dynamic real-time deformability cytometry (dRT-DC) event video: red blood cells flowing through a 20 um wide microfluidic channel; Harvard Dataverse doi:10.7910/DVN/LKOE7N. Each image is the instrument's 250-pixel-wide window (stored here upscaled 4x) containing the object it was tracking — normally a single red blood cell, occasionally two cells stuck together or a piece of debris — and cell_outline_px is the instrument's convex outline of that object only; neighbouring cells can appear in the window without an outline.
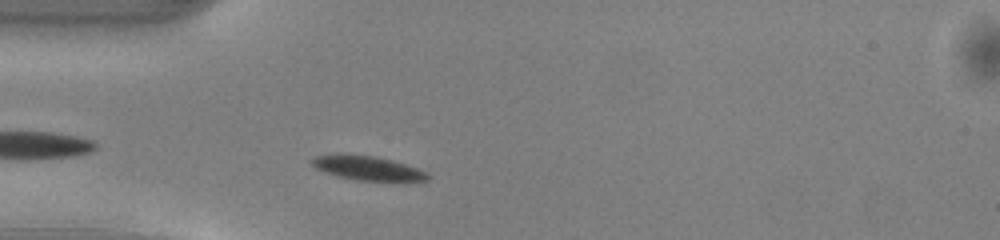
{"species": "common noctule bat (a hibernating species)", "species_latin": "Nyctalus noctula", "temperature_condition": "warm", "stored_images_in_passage": 40, "camera_frame_rate_fps": 3000, "um_per_image_px": 0.085, "animal": {"sex": "male", "body_mass_g": 13.0, "forearm_length_mm": 53.1}, "frame": {"image": 1, "passage_image": 4, "time_ms": 1.0, "image_size_px": [1000, 240], "cell_outline_px": [[432, 176], [428, 180], [408, 184], [356, 180], [336, 176], [324, 172], [316, 168], [312, 164], [312, 160], [316, 156], [376, 156], [392, 160], [416, 168]], "centroid_in_image_um": [31.43, 14.38], "position_along_channel_um": 53.6, "area_um2": 16.47}}
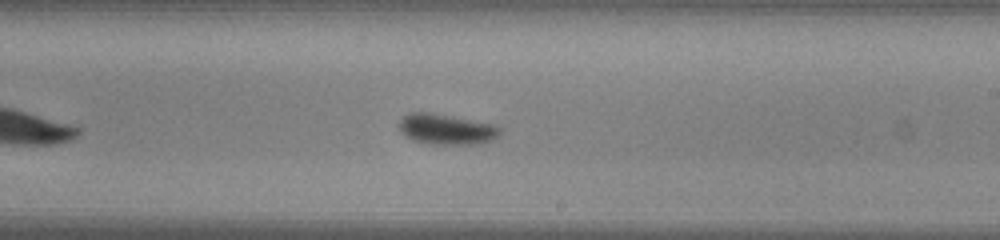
{"frame": {"image": 2, "passage_image": 19, "time_ms": 6.0, "image_size_px": [1000, 240], "cell_outline_px": [[500, 136], [492, 140], [480, 144], [428, 144], [412, 140], [404, 136], [400, 132], [400, 120], [408, 112], [428, 112], [452, 116], [492, 124], [500, 128]], "centroid_in_image_um": [37.92, 10.99], "position_along_channel_um": 251.1, "area_um2": 18.03}}
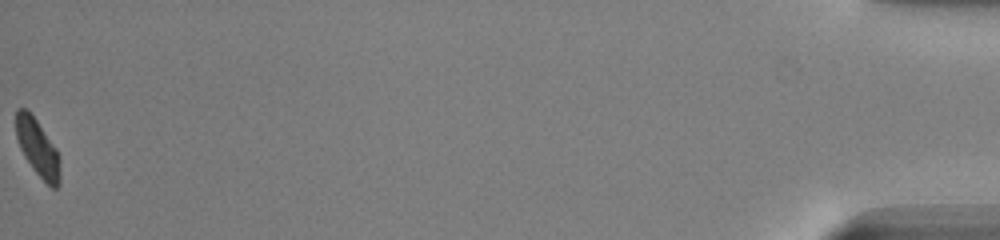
{"frame": {"image": 3, "passage_image": 40, "time_ms": 13.0, "image_size_px": [1000, 240], "cell_outline_px": [[60, 184], [56, 188], [52, 188], [32, 168], [24, 156], [20, 148], [16, 136], [16, 108], [24, 108], [36, 120], [56, 148], [60, 160]], "centroid_in_image_um": [3.21, 12.59], "position_along_channel_um": 432.0, "area_um2": 14.45}, "authors_computed_cell_mechanics": {"area_um2": 16.2996, "velocity_mm_per_s": 4.0976, "shape_relaxation_time_tau1_ms": 1.8253, "shape_relaxation_time_tau2_ms": null, "deformation_change_tau1": 0.0914, "deformation_change_tau2": null}}